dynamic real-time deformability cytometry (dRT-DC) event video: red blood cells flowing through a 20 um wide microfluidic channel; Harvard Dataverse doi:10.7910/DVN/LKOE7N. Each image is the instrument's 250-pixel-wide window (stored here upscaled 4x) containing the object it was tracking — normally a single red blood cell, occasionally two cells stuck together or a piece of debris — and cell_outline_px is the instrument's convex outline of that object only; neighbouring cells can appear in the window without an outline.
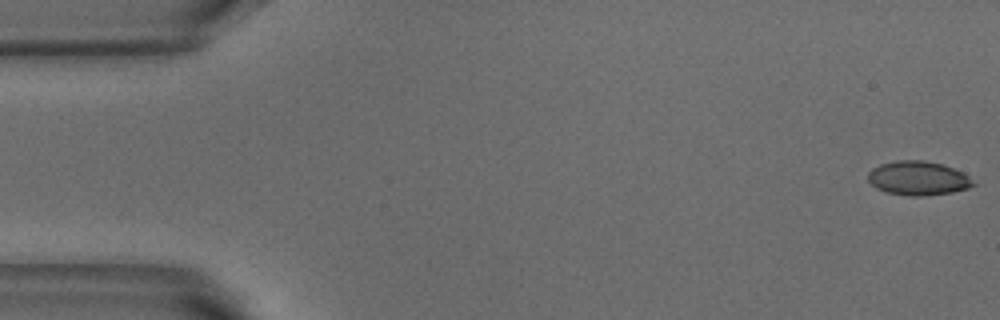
{"species": "common noctule bat (a hibernating species)", "species_latin": "Nyctalus noctula", "temperature_condition": "warm", "stored_images_in_passage": 6, "segment_of_instrument_passage": [1, 2], "camera_frame_rate_fps": 3000, "um_per_image_px": 0.085, "animal": {"sex": "male", "body_mass_g": 18.8}, "frame": {"image": 1, "passage_image": 1, "time_ms": 0.0, "image_size_px": [1000, 320], "cell_outline_px": [[976, 184], [968, 188], [952, 192], [924, 196], [908, 196], [888, 192], [876, 188], [868, 180], [868, 172], [872, 168], [880, 164], [896, 160], [924, 160], [940, 164], [964, 172]], "centroid_in_image_um": [78.03, 15.15], "position_along_channel_um": 7.0, "area_um2": 20.87}}
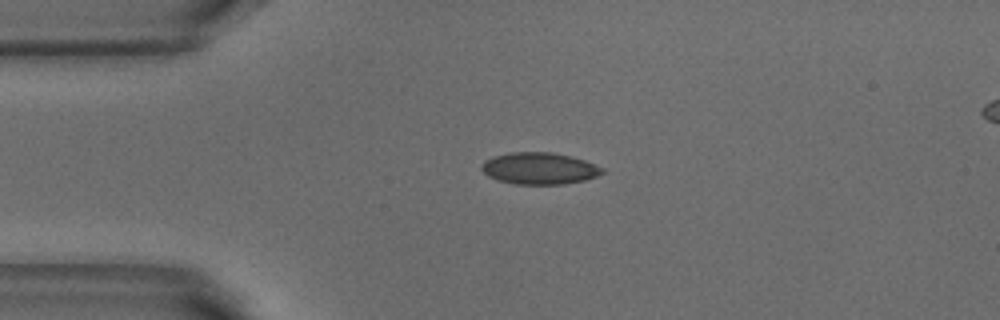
{"frame": {"image": 2, "passage_image": 4, "time_ms": 1.0, "image_size_px": [1000, 320], "cell_outline_px": [[604, 172], [596, 176], [584, 180], [564, 184], [516, 184], [496, 180], [488, 176], [480, 168], [480, 164], [484, 160], [492, 156], [512, 152], [552, 152], [572, 156], [584, 160], [604, 168]], "centroid_in_image_um": [45.81, 14.31], "position_along_channel_um": 39.2, "area_um2": 22.48}}